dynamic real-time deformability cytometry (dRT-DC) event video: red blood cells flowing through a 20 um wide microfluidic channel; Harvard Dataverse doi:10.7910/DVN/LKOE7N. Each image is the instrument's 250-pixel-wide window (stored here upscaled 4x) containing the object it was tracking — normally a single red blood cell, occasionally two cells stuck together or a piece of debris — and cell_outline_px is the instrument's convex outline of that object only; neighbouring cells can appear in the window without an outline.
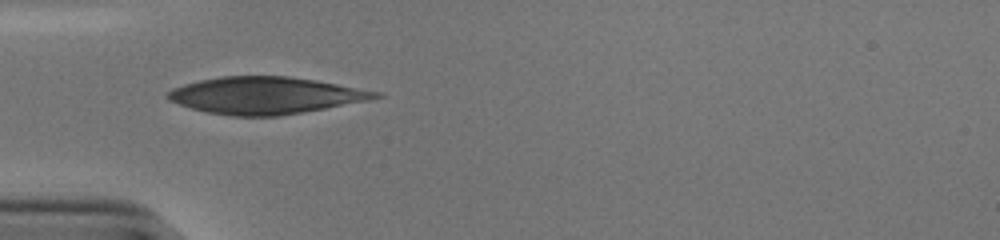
{"species": "human", "species_latin": "Homo sapiens", "temperature_condition": "cold", "stored_images_in_passage": 33, "camera_frame_rate_fps": 3000, "um_per_image_px": 0.085, "donor": {"sex": "male"}, "frame": {"image": 1, "passage_image": 1, "time_ms": 0.0, "image_size_px": [1000, 240], "cell_outline_px": [[384, 96], [368, 100], [280, 116], [232, 116], [208, 112], [192, 108], [168, 100], [164, 96], [172, 88], [184, 84], [200, 80], [220, 76], [288, 76], [316, 80], [384, 92]], "centroid_in_image_um": [22.57, 8.1], "position_along_channel_um": 62.4, "area_um2": 44.68}}
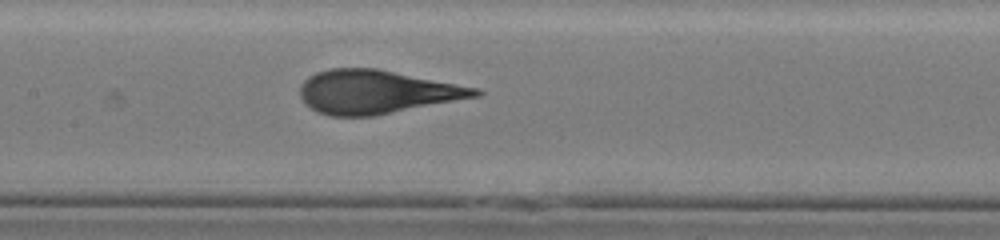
{"frame": {"image": 2, "passage_image": 10, "time_ms": 3.0, "image_size_px": [1000, 240], "cell_outline_px": [[484, 92], [480, 96], [376, 116], [332, 116], [320, 112], [312, 108], [300, 96], [300, 88], [304, 80], [308, 76], [316, 72], [328, 68], [376, 68], [480, 88]], "centroid_in_image_um": [32.05, 7.81], "position_along_channel_um": 175.4, "area_um2": 44.51}}
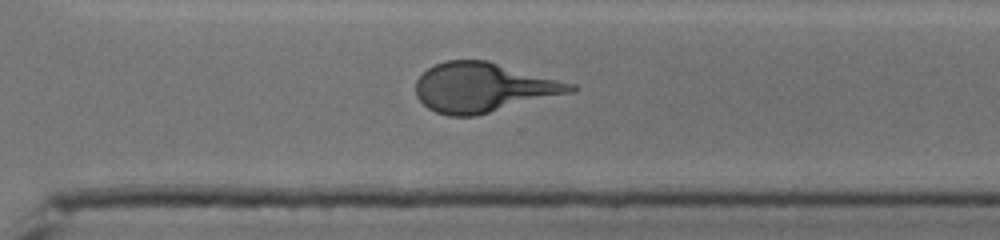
{"frame": {"image": 3, "passage_image": 22, "time_ms": 7.0, "image_size_px": [1000, 240], "cell_outline_px": [[580, 88], [576, 92], [476, 116], [448, 116], [436, 112], [428, 108], [416, 96], [416, 80], [428, 68], [444, 60], [488, 60], [576, 84]], "centroid_in_image_um": [41.15, 7.44], "position_along_channel_um": 329.5, "area_um2": 45.14}, "authors_computed_cell_mechanics": {"area_um2": 44.6216, "velocity_mm_per_s": 3.8561, "shape_relaxation_time_tau1_ms": 4.166, "shape_relaxation_time_tau2_ms": null, "deformation_change_tau1": 0.1778, "deformation_change_tau2": null}}